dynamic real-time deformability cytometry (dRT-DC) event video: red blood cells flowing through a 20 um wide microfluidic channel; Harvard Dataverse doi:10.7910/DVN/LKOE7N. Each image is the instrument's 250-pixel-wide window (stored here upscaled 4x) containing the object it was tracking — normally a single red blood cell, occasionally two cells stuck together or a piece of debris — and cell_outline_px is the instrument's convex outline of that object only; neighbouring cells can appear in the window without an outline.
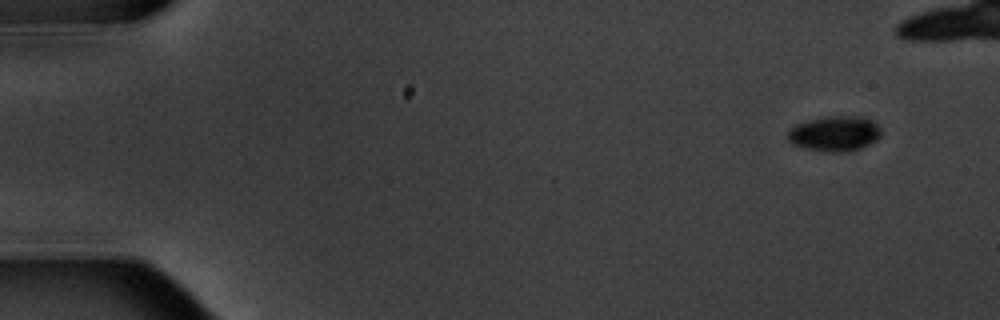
{"species": "common noctule bat (a hibernating species)", "species_latin": "Nyctalus noctula", "temperature_condition": "warm", "stored_images_in_passage": 6, "camera_frame_rate_fps": 3000, "um_per_image_px": 0.085, "animal": {"sex": "male", "body_mass_g": 20.1, "forearm_length_mm": 53.5}, "frame": {"image": 1, "passage_image": 1, "time_ms": 0.0, "image_size_px": [1000, 320], "cell_outline_px": [[880, 136], [876, 140], [860, 148], [848, 152], [824, 152], [804, 148], [788, 140], [788, 132], [796, 124], [808, 120], [828, 116], [864, 116], [872, 120], [880, 128]], "centroid_in_image_um": [70.97, 11.35], "position_along_channel_um": 14.0, "area_um2": 19.13}}